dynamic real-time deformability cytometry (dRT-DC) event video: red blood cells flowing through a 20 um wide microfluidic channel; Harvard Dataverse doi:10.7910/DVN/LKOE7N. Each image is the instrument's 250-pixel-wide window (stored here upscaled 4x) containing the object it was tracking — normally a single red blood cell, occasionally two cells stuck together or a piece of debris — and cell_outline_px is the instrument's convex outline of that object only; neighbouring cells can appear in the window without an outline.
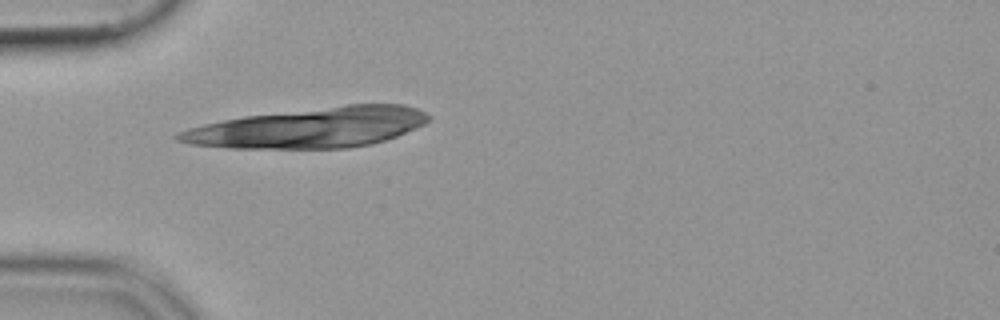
{"species": "common noctule bat (a hibernating species)", "species_latin": "Nyctalus noctula", "temperature_condition": "cold", "stored_images_in_passage": 27, "camera_frame_rate_fps": 3000, "um_per_image_px": 0.085, "animal": {"sex": "female", "body_mass_g": 19.9}, "frame": {"image": 1, "passage_image": 16, "time_ms": 5.0, "image_size_px": [1000, 320], "cell_outline_px": [[404, 128], [400, 132], [392, 136], [360, 144], [212, 144], [220, 124], [236, 120], [256, 116], [372, 116]], "centroid_in_image_um": [25.92, 11.08], "position_along_channel_um": 59.1, "area_um2": 33.52}}